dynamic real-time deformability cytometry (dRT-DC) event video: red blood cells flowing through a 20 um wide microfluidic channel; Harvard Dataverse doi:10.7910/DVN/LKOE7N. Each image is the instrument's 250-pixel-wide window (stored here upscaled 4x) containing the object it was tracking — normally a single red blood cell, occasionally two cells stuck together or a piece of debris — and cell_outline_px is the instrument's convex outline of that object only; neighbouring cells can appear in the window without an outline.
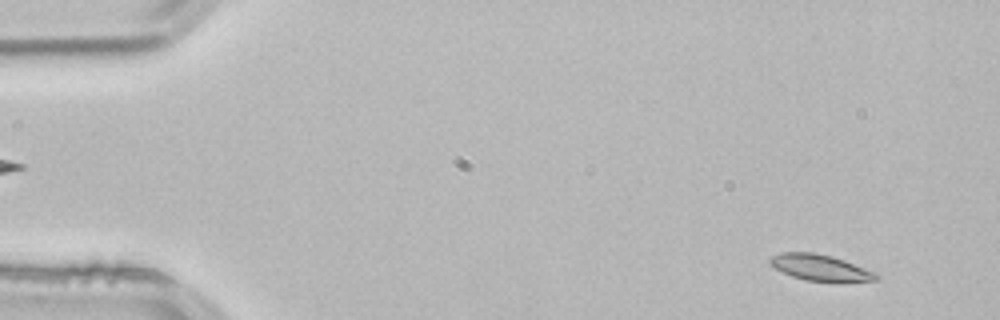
{"species": "common noctule bat (a hibernating species)", "species_latin": "Nyctalus noctula", "temperature_condition": "room temperature", "stored_images_in_passage": 53, "camera_frame_rate_fps": 3000, "um_per_image_px": 0.085, "animal": {"sex": "male", "body_mass_g": 21.5, "forearm_length_mm": 52.0}, "frame": {"image": 1, "passage_image": 4, "time_ms": 1.0, "image_size_px": [1000, 320], "cell_outline_px": [[880, 276], [876, 280], [804, 280], [792, 276], [776, 268], [768, 260], [772, 256], [780, 252], [812, 252], [832, 256], [844, 260], [876, 272]], "centroid_in_image_um": [69.7, 22.71], "position_along_channel_um": 15.3, "area_um2": 15.61}}
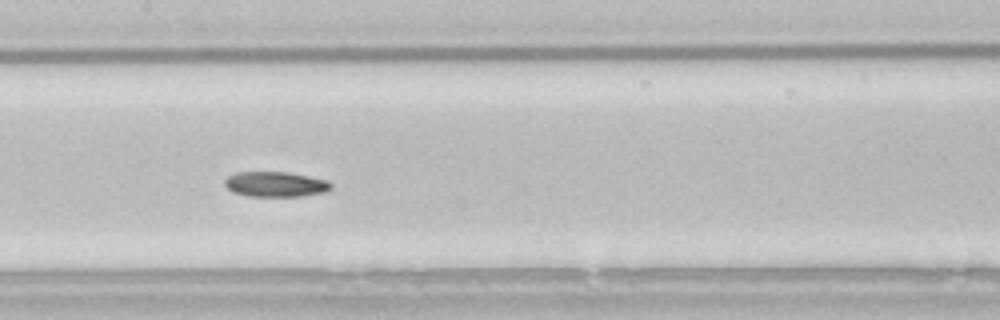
{"frame": {"image": 2, "passage_image": 26, "time_ms": 8.333, "image_size_px": [1000, 320], "cell_outline_px": [[332, 188], [324, 192], [304, 196], [248, 196], [232, 192], [224, 184], [224, 180], [228, 176], [236, 172], [288, 172], [328, 180], [332, 184]], "centroid_in_image_um": [23.42, 15.66], "position_along_channel_um": 184.0, "area_um2": 15.66}}
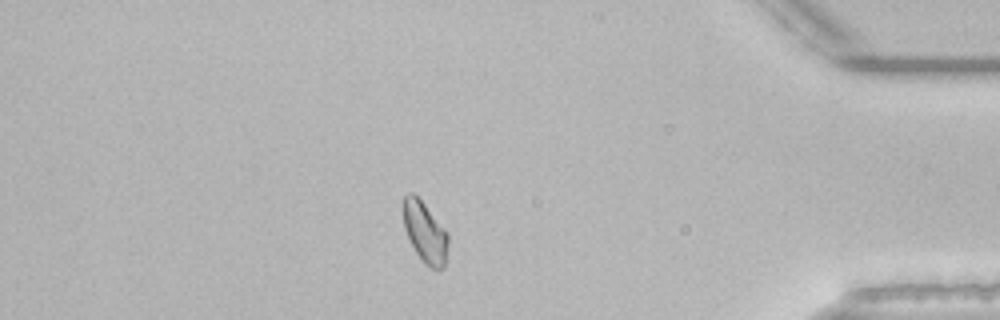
{"frame": {"image": 3, "passage_image": 46, "time_ms": 15.0, "image_size_px": [1000, 320], "cell_outline_px": [[448, 244], [444, 268], [440, 272], [424, 264], [416, 252], [404, 228], [404, 196], [408, 192], [412, 192], [424, 204], [448, 232]], "centroid_in_image_um": [36.15, 19.79], "position_along_channel_um": 399.0, "area_um2": 15.78}}